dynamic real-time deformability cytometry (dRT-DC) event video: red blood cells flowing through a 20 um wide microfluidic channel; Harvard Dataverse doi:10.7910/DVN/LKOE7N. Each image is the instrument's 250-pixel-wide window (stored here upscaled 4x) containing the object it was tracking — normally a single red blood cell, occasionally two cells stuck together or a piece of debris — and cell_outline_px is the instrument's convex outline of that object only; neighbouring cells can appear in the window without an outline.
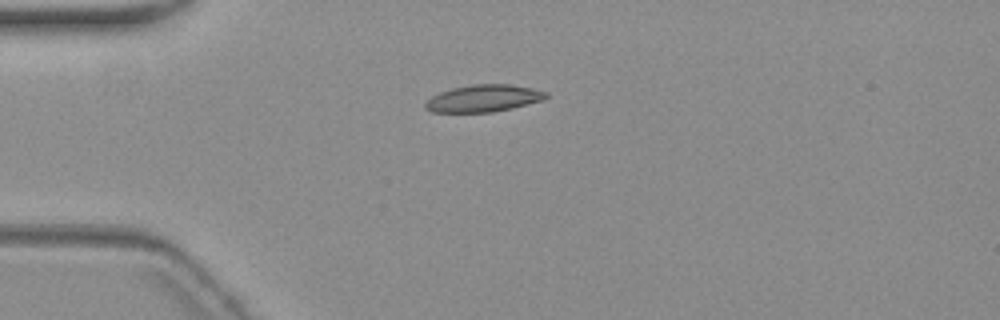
{"species": "common noctule bat (a hibernating species)", "species_latin": "Nyctalus noctula", "temperature_condition": "warm", "stored_images_in_passage": 3, "camera_frame_rate_fps": 3000, "um_per_image_px": 0.085, "animal": {"sex": "female", "body_mass_g": 19.3, "forearm_length_mm": 54.1}, "frame": {"image": 1, "passage_image": 1, "time_ms": 0.0, "image_size_px": [1000, 320], "cell_outline_px": [[548, 96], [544, 100], [512, 108], [492, 112], [432, 112], [424, 108], [424, 104], [432, 96], [440, 92], [452, 88], [472, 84], [508, 84], [532, 88], [548, 92]], "centroid_in_image_um": [41.11, 8.36], "position_along_channel_um": 43.9, "area_um2": 19.07}}
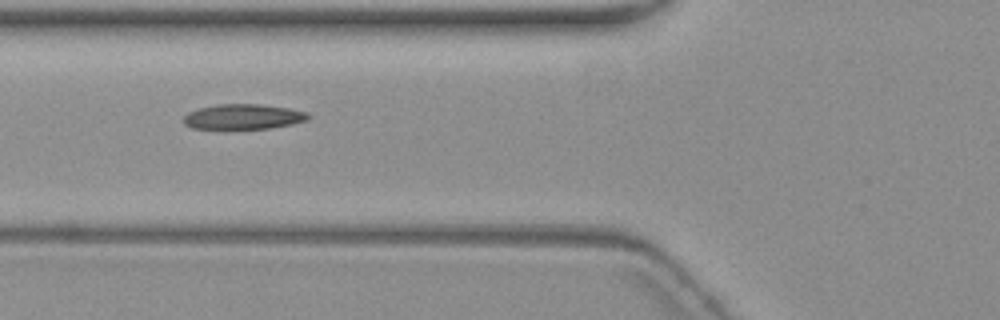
{"frame": {"image": 2, "passage_image": 3, "time_ms": 2.333, "image_size_px": [1000, 320], "cell_outline_px": [[312, 116], [308, 120], [292, 124], [272, 128], [192, 128], [184, 124], [184, 116], [188, 112], [200, 108], [216, 104], [260, 104], [288, 108], [308, 112]], "centroid_in_image_um": [20.72, 9.91], "position_along_channel_um": 105.1, "area_um2": 18.21}}